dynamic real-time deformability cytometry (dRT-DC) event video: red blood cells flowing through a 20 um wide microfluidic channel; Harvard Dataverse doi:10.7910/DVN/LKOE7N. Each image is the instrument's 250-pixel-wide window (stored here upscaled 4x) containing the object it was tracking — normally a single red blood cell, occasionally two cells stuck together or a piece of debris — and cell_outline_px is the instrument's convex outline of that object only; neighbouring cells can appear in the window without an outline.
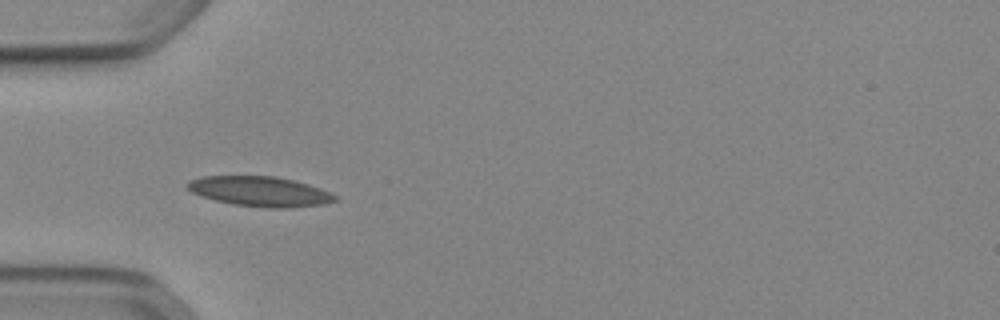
{"species": "Egyptian fruit bat (a non-hibernating species)", "species_latin": "Rousettus aegyptiacus", "temperature_condition": "cold", "stored_images_in_passage": 32, "camera_frame_rate_fps": 3000, "um_per_image_px": 0.085, "animal": {"sex": "female"}, "frame": {"image": 1, "passage_image": 1, "time_ms": 0.0, "image_size_px": [1000, 320], "cell_outline_px": [[340, 200], [324, 204], [288, 208], [264, 208], [232, 204], [200, 196], [192, 192], [188, 188], [188, 180], [200, 176], [276, 176], [308, 184], [320, 188], [340, 196]], "centroid_in_image_um": [22.14, 16.28], "position_along_channel_um": 62.9, "area_um2": 26.01}}
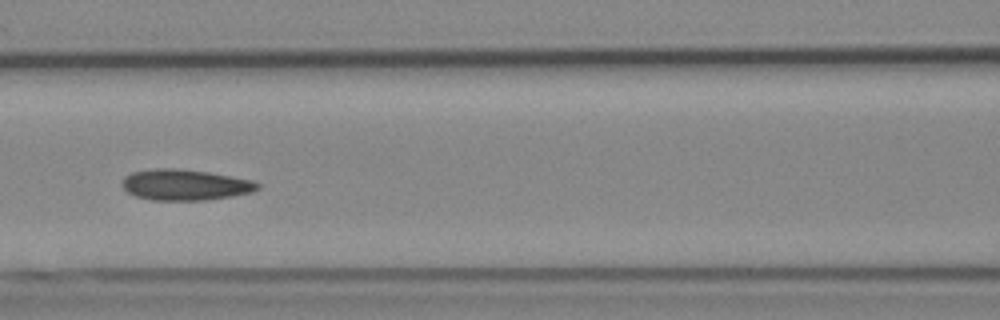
{"frame": {"image": 2, "passage_image": 8, "time_ms": 2.333, "image_size_px": [1000, 320], "cell_outline_px": [[260, 188], [252, 192], [232, 196], [204, 200], [152, 200], [136, 196], [128, 192], [120, 184], [124, 176], [132, 172], [156, 168], [176, 168], [208, 172], [252, 180], [260, 184]], "centroid_in_image_um": [15.71, 15.7], "position_along_channel_um": 150.9, "area_um2": 24.39}}
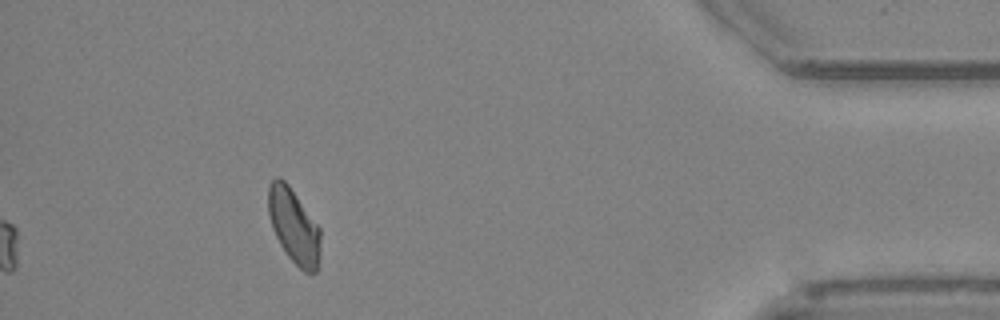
{"frame": {"image": 3, "passage_image": 32, "time_ms": 10.333, "image_size_px": [1000, 320], "cell_outline_px": [[320, 256], [316, 272], [304, 272], [288, 256], [280, 244], [272, 228], [268, 212], [268, 184], [276, 176], [280, 176], [288, 184], [320, 228]], "centroid_in_image_um": [24.96, 19.19], "position_along_channel_um": 410.2, "area_um2": 22.66}, "authors_computed_cell_mechanics": {"area_um2": 23.3223, "velocity_mm_per_s": 3.8774, "shape_relaxation_time_tau1_ms": 8.0512, "shape_relaxation_time_tau2_ms": 3.9803, "deformation_change_tau1": 0.1619, "deformation_change_tau2": 0.0788}}